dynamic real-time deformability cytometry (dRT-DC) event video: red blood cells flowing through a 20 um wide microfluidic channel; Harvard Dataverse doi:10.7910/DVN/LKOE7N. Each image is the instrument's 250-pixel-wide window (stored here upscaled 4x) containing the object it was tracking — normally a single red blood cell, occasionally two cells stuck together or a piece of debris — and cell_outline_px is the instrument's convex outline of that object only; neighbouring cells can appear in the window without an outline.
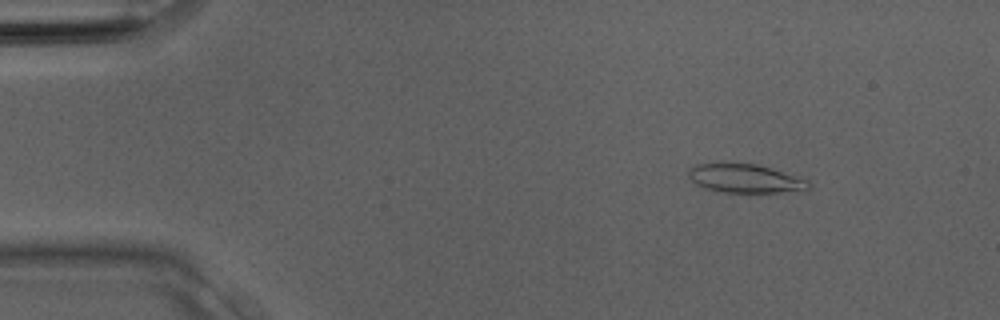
{"species": "Egyptian fruit bat (a non-hibernating species)", "species_latin": "Rousettus aegyptiacus", "temperature_condition": "room temperature", "stored_images_in_passage": 2, "camera_frame_rate_fps": 3000, "um_per_image_px": 0.085, "animal": {"sex": "male"}, "frame": {"image": 1, "passage_image": 1, "time_ms": 0.0, "image_size_px": [1000, 320], "cell_outline_px": [[812, 184], [808, 188], [776, 192], [724, 192], [704, 188], [696, 184], [688, 176], [688, 168], [696, 164], [756, 164], [796, 176], [808, 180]], "centroid_in_image_um": [63.28, 15.17], "position_along_channel_um": 21.7, "area_um2": 19.54}}